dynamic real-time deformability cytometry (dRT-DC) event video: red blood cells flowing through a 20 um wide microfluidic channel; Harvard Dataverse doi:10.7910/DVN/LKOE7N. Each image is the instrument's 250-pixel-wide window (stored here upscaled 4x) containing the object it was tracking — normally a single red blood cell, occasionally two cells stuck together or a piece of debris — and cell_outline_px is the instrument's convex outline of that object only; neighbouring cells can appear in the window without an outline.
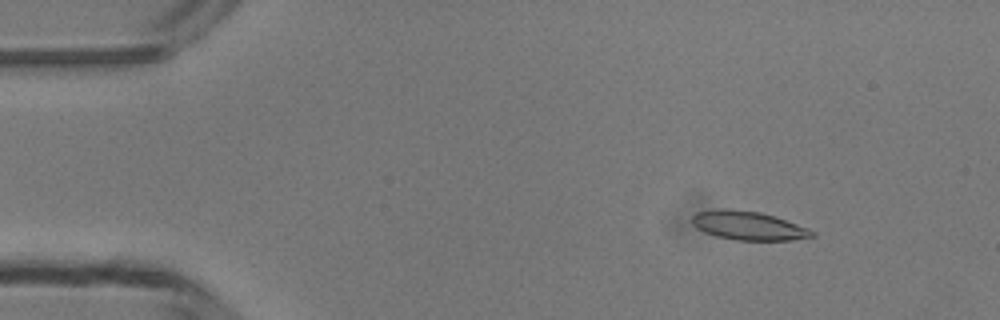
{"species": "common noctule bat (a hibernating species)", "species_latin": "Nyctalus noctula", "temperature_condition": "room temperature", "stored_images_in_passage": 49, "camera_frame_rate_fps": 3000, "um_per_image_px": 0.085, "animal": {"sex": "male", "body_mass_g": 13.3}, "frame": {"image": 1, "passage_image": 6, "time_ms": 1.667, "image_size_px": [1000, 320], "cell_outline_px": [[816, 236], [792, 240], [736, 240], [716, 236], [704, 232], [696, 228], [692, 224], [692, 216], [696, 212], [720, 208], [724, 208], [760, 212], [776, 216], [808, 228], [816, 232]], "centroid_in_image_um": [63.61, 19.17], "position_along_channel_um": 21.4, "area_um2": 20.29}}
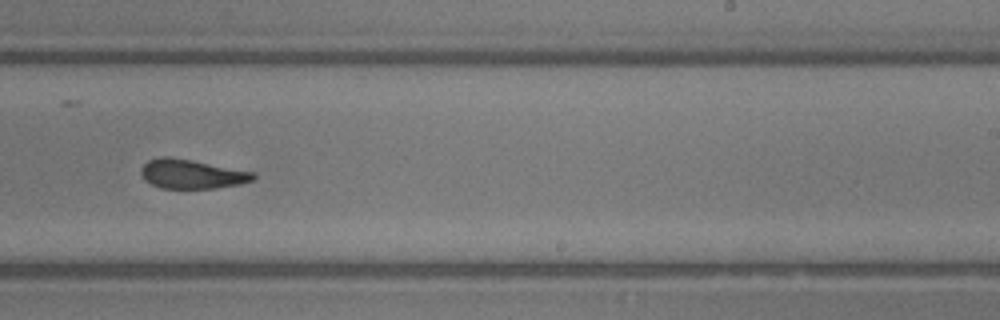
{"frame": {"image": 2, "passage_image": 30, "time_ms": 9.667, "image_size_px": [1000, 320], "cell_outline_px": [[256, 176], [252, 180], [240, 184], [216, 188], [160, 188], [144, 180], [140, 172], [140, 168], [148, 160], [160, 156], [168, 156], [192, 160], [256, 172]], "centroid_in_image_um": [16.29, 14.78], "position_along_channel_um": 272.7, "area_um2": 19.25}}
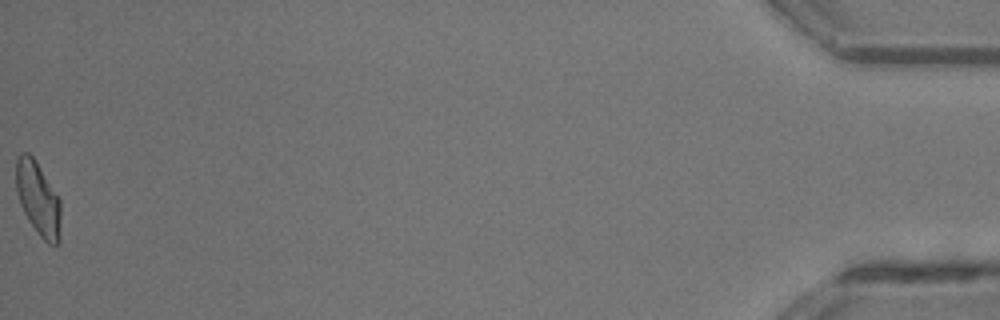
{"frame": {"image": 3, "passage_image": 49, "time_ms": 16.0, "image_size_px": [1000, 320], "cell_outline_px": [[60, 244], [56, 248], [48, 244], [40, 236], [28, 220], [20, 204], [16, 192], [16, 156], [20, 152], [28, 152], [36, 160], [60, 200]], "centroid_in_image_um": [3.24, 16.91], "position_along_channel_um": 432.0, "area_um2": 19.48}, "authors_computed_cell_mechanics": {"area_um2": 19.7098, "velocity_mm_per_s": 4.19, "shape_relaxation_time_tau1_ms": null, "shape_relaxation_time_tau2_ms": 3.2453, "deformation_change_tau1": null, "deformation_change_tau2": 0.1239}}